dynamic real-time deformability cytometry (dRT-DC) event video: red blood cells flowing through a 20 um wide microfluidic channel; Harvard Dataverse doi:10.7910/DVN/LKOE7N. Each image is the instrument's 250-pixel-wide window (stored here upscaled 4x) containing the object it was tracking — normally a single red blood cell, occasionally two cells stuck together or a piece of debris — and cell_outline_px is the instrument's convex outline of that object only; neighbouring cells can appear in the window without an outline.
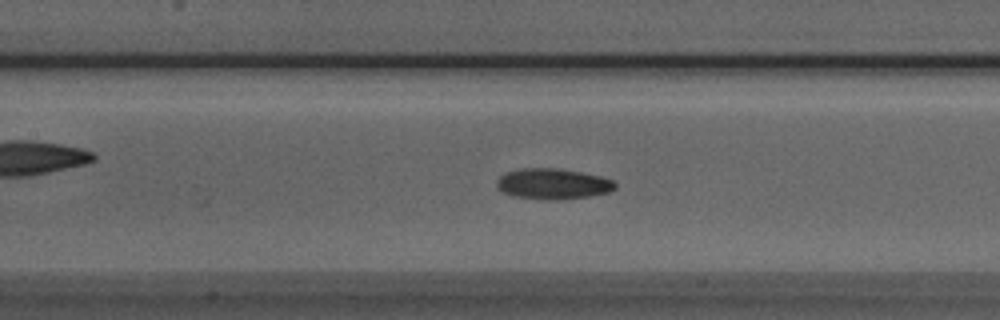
{"species": "Egyptian fruit bat (a non-hibernating species)", "species_latin": "Rousettus aegyptiacus", "temperature_condition": "room temperature", "stored_images_in_passage": 38, "camera_frame_rate_fps": 3000, "um_per_image_px": 0.085, "animal": {"sex": "male"}, "frame": {"image": 1, "passage_image": 8, "time_ms": 2.333, "image_size_px": [1000, 320], "cell_outline_px": [[616, 188], [608, 192], [588, 196], [556, 200], [552, 200], [512, 196], [504, 192], [496, 184], [496, 180], [500, 176], [508, 172], [520, 168], [556, 168], [580, 172], [600, 176], [612, 180], [616, 184]], "centroid_in_image_um": [46.99, 15.62], "position_along_channel_um": 160.4, "area_um2": 20.92}}
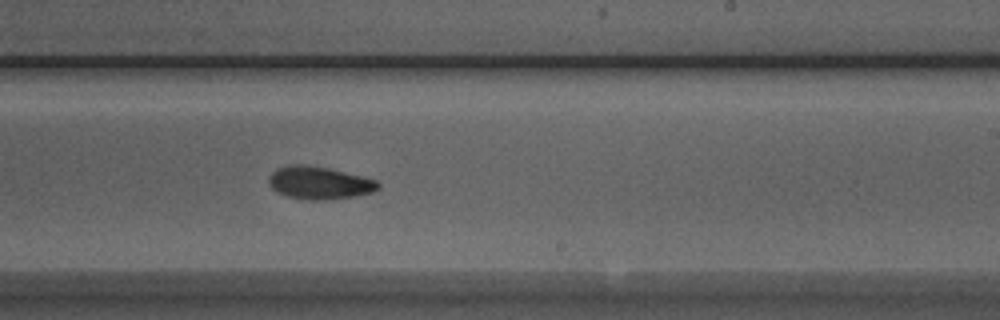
{"frame": {"image": 2, "passage_image": 16, "time_ms": 5.0, "image_size_px": [1000, 320], "cell_outline_px": [[380, 188], [372, 192], [356, 196], [320, 200], [312, 200], [288, 196], [276, 192], [268, 184], [268, 176], [276, 168], [288, 164], [304, 164], [328, 168], [376, 180], [380, 184]], "centroid_in_image_um": [27.09, 15.53], "position_along_channel_um": 261.9, "area_um2": 20.81}}
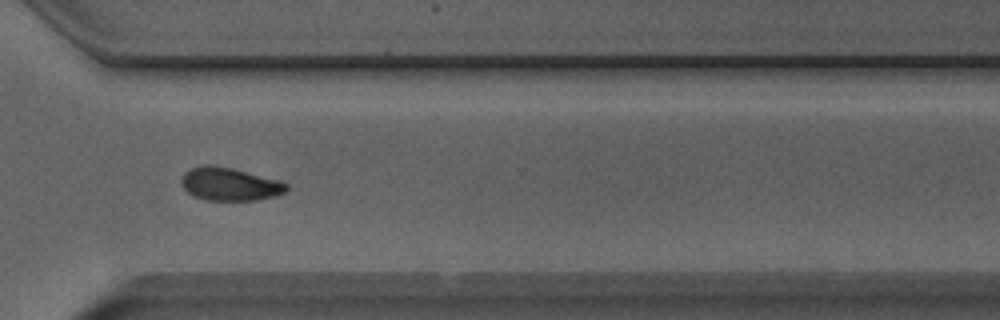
{"frame": {"image": 3, "passage_image": 23, "time_ms": 7.333, "image_size_px": [1000, 320], "cell_outline_px": [[288, 188], [284, 192], [276, 196], [256, 200], [204, 200], [192, 196], [180, 184], [180, 180], [184, 172], [192, 168], [204, 164], [208, 164], [232, 168], [280, 180], [288, 184]], "centroid_in_image_um": [19.5, 15.65], "position_along_channel_um": 351.1, "area_um2": 20.4}}